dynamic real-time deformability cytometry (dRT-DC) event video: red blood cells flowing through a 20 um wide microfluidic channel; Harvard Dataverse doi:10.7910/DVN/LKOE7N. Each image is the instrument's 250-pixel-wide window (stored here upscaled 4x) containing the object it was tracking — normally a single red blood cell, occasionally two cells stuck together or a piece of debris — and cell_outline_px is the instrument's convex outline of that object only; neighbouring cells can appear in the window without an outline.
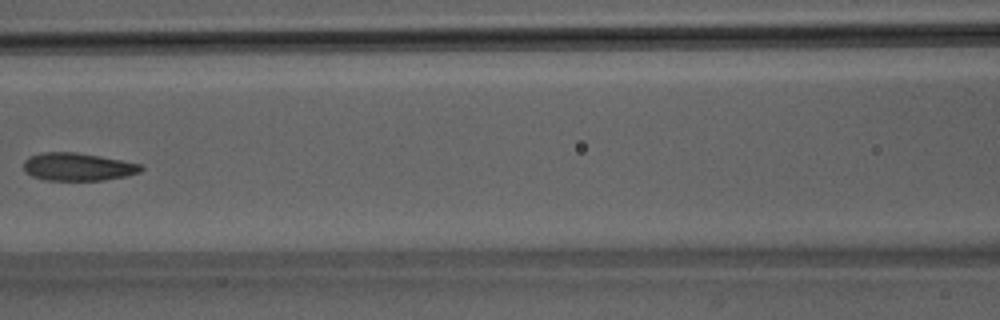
{"species": "Egyptian fruit bat (a non-hibernating species)", "species_latin": "Rousettus aegyptiacus", "temperature_condition": "room temperature", "stored_images_in_passage": 5, "camera_frame_rate_fps": 3000, "um_per_image_px": 0.085, "animal": {"sex": "male"}, "frame": {"image": 1, "passage_image": 5, "time_ms": 1.333, "image_size_px": [1000, 320], "cell_outline_px": [[144, 168], [140, 172], [128, 176], [104, 180], [44, 180], [32, 176], [24, 172], [24, 160], [28, 156], [40, 152], [76, 152], [100, 156], [140, 164]], "centroid_in_image_um": [6.58, 14.18], "position_along_channel_um": 160.0, "area_um2": 19.19}}